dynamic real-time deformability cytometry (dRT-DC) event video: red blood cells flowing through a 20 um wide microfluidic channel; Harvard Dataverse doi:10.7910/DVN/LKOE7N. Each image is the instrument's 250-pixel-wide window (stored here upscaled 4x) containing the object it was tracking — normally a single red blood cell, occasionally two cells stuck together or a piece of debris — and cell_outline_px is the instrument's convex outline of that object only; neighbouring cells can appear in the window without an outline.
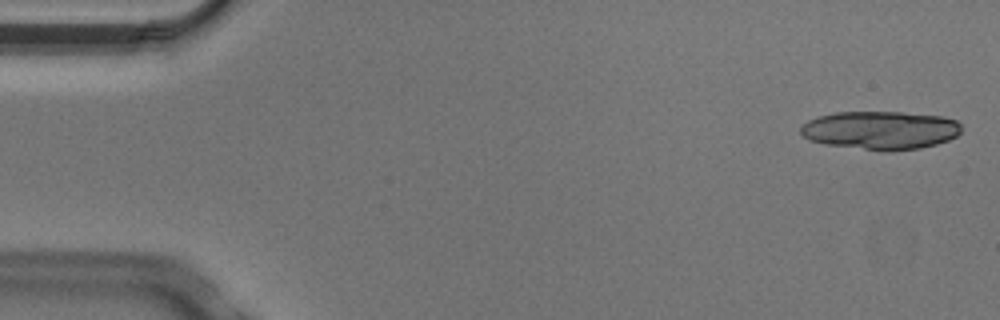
{"species": "Egyptian fruit bat (a non-hibernating species)", "species_latin": "Rousettus aegyptiacus", "temperature_condition": "cold", "stored_images_in_passage": 6, "camera_frame_rate_fps": 3000, "um_per_image_px": 0.085, "animal": {"sex": "male"}, "frame": {"image": 1, "passage_image": 1, "time_ms": 0.0, "image_size_px": [1000, 320], "cell_outline_px": [[960, 132], [956, 136], [948, 140], [936, 144], [920, 148], [888, 152], [884, 152], [824, 144], [808, 140], [800, 132], [800, 128], [808, 120], [820, 116], [836, 112], [900, 112], [944, 116], [956, 120], [960, 124]], "centroid_in_image_um": [74.84, 11.08], "position_along_channel_um": 10.2, "area_um2": 36.18}}